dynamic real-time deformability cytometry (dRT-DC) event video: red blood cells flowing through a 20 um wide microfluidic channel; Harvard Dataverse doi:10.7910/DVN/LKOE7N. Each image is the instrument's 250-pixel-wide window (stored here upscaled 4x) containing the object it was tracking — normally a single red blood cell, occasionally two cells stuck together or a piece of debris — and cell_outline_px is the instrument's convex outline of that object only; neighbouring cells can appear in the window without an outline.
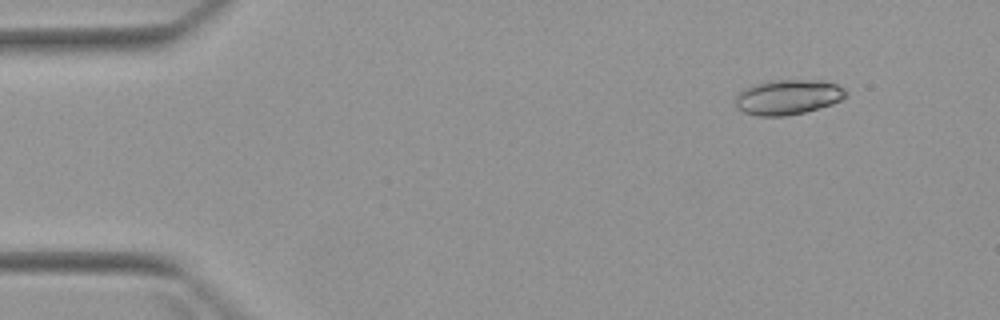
{"species": "Egyptian fruit bat (a non-hibernating species)", "species_latin": "Rousettus aegyptiacus", "temperature_condition": "warm", "stored_images_in_passage": 3, "camera_frame_rate_fps": 3000, "um_per_image_px": 0.085, "animal": {"sex": "female"}, "frame": {"image": 1, "passage_image": 1, "time_ms": 0.0, "image_size_px": [1000, 320], "cell_outline_px": [[848, 96], [832, 104], [804, 112], [788, 116], [756, 116], [744, 112], [736, 104], [736, 96], [740, 92], [748, 88], [760, 84], [776, 80], [820, 80], [836, 84], [844, 88], [848, 92]], "centroid_in_image_um": [67.05, 8.26], "position_along_channel_um": 18.0, "area_um2": 22.2}}
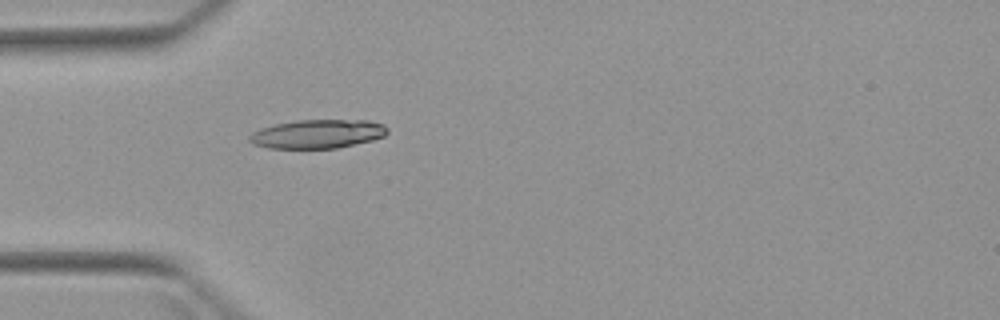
{"frame": {"image": 2, "passage_image": 3, "time_ms": 3.333, "image_size_px": [1000, 320], "cell_outline_px": [[388, 132], [384, 136], [372, 140], [336, 148], [268, 148], [252, 144], [248, 140], [248, 136], [252, 132], [260, 128], [276, 124], [296, 120], [368, 120], [384, 124], [388, 128]], "centroid_in_image_um": [26.98, 11.38], "position_along_channel_um": 58.0, "area_um2": 23.24}}